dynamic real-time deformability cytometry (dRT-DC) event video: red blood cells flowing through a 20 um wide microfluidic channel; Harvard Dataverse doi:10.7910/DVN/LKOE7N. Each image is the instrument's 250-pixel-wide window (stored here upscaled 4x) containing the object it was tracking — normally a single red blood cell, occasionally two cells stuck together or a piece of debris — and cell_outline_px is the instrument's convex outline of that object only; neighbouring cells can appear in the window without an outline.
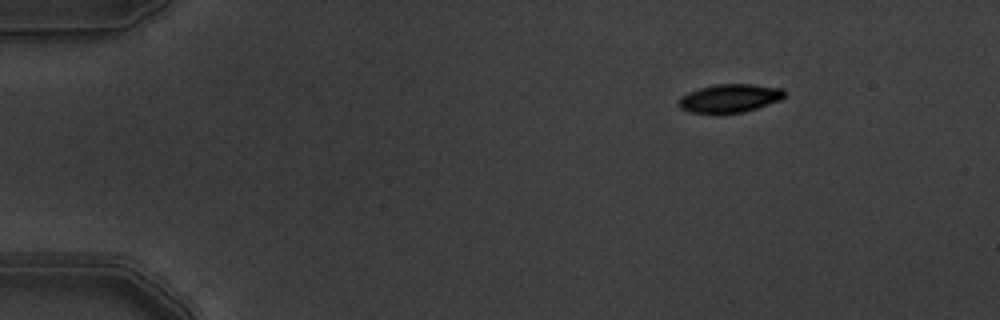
{"species": "common noctule bat (a hibernating species)", "species_latin": "Nyctalus noctula", "temperature_condition": "warm", "stored_images_in_passage": 4, "camera_frame_rate_fps": 3000, "um_per_image_px": 0.085, "animal": {"sex": "male", "body_mass_g": 19.5, "forearm_length_mm": 54.6}, "frame": {"image": 1, "passage_image": 1, "time_ms": 0.0, "image_size_px": [1000, 320], "cell_outline_px": [[784, 96], [780, 100], [744, 112], [692, 112], [680, 108], [680, 96], [688, 92], [700, 88], [716, 84], [752, 84], [784, 88]], "centroid_in_image_um": [62.06, 8.33], "position_along_channel_um": 22.9, "area_um2": 17.11}}
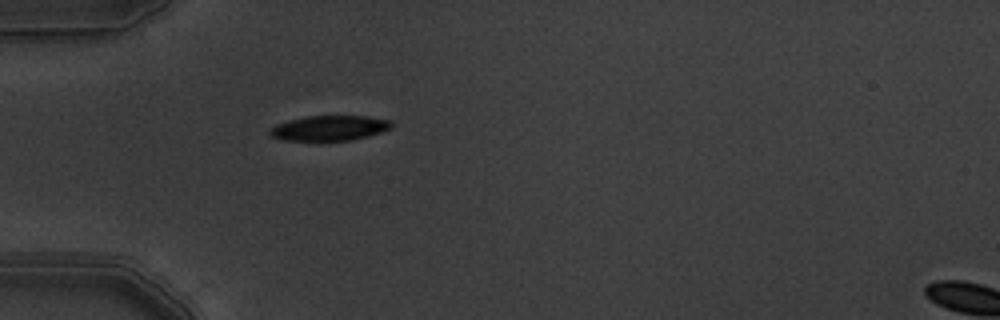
{"frame": {"image": 2, "passage_image": 4, "time_ms": 1.0, "image_size_px": [1000, 320], "cell_outline_px": [[392, 128], [368, 136], [352, 140], [320, 144], [284, 140], [268, 136], [268, 128], [276, 124], [288, 120], [304, 116], [368, 116], [392, 120]], "centroid_in_image_um": [27.92, 10.94], "position_along_channel_um": 57.1, "area_um2": 18.96}}